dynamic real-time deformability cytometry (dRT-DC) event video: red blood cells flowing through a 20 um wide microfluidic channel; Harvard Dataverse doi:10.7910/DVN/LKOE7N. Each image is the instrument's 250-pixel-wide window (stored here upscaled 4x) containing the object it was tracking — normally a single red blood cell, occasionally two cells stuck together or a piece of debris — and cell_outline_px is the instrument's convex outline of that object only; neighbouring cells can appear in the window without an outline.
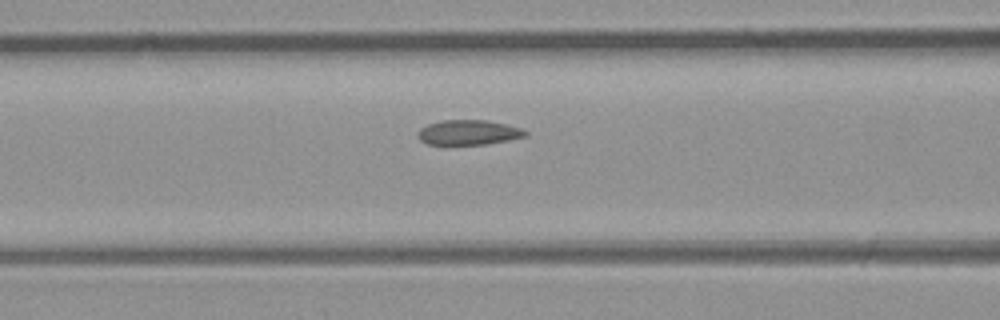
{"species": "common noctule bat (a hibernating species)", "species_latin": "Nyctalus noctula", "temperature_condition": "room temperature", "stored_images_in_passage": 19, "camera_frame_rate_fps": 3000, "um_per_image_px": 0.085, "animal": {"sex": "male", "body_mass_g": 23.1, "forearm_length_mm": 52.7}, "frame": {"image": 1, "passage_image": 6, "time_ms": 1.667, "image_size_px": [1000, 320], "cell_outline_px": [[528, 132], [524, 136], [508, 140], [488, 144], [428, 144], [420, 140], [416, 136], [420, 128], [428, 124], [444, 120], [488, 120], [520, 128]], "centroid_in_image_um": [39.79, 11.25], "position_along_channel_um": 126.8, "area_um2": 15.43}}
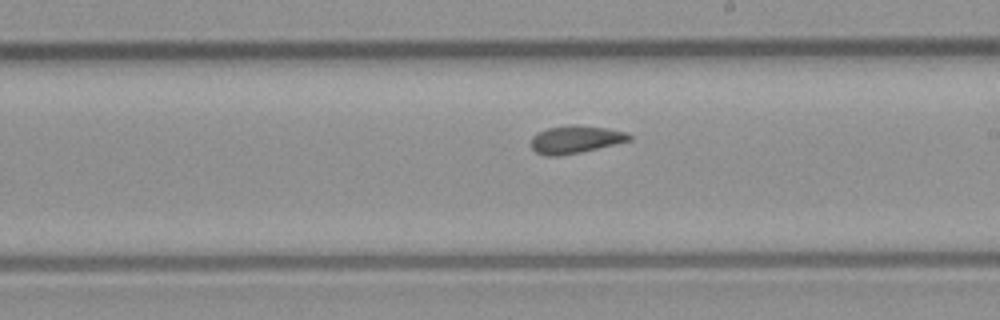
{"frame": {"image": 2, "passage_image": 14, "time_ms": 4.333, "image_size_px": [1000, 320], "cell_outline_px": [[632, 140], [580, 152], [556, 156], [544, 156], [536, 152], [532, 148], [532, 136], [536, 132], [548, 128], [568, 124], [576, 124], [608, 128], [628, 132], [632, 136]], "centroid_in_image_um": [48.92, 11.83], "position_along_channel_um": 240.1, "area_um2": 16.01}}
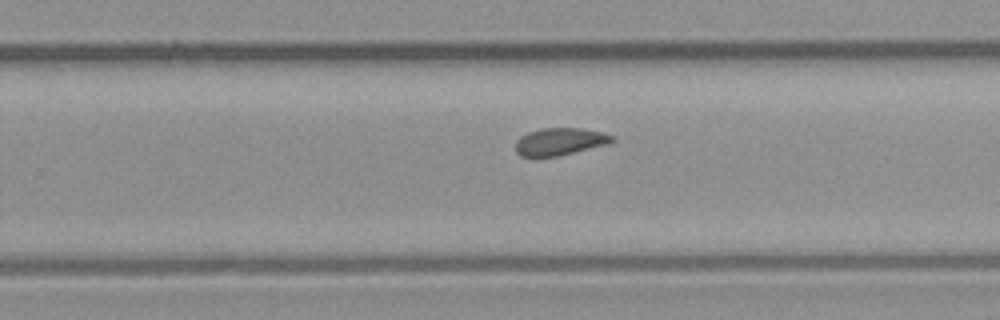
{"frame": {"image": 3, "passage_image": 17, "time_ms": 5.333, "image_size_px": [1000, 320], "cell_outline_px": [[616, 140], [612, 144], [556, 156], [520, 156], [516, 152], [516, 140], [520, 136], [528, 132], [540, 128], [580, 128], [600, 132], [616, 136]], "centroid_in_image_um": [47.64, 12.03], "position_along_channel_um": 282.2, "area_um2": 15.55}}